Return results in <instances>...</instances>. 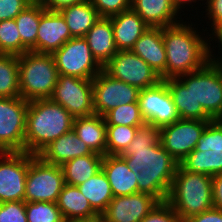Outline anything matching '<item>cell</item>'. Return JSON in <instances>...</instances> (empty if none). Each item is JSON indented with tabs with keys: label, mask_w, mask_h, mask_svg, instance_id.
Masks as SVG:
<instances>
[{
	"label": "cell",
	"mask_w": 222,
	"mask_h": 222,
	"mask_svg": "<svg viewBox=\"0 0 222 222\" xmlns=\"http://www.w3.org/2000/svg\"><path fill=\"white\" fill-rule=\"evenodd\" d=\"M28 222H66L53 202H25Z\"/></svg>",
	"instance_id": "cell-35"
},
{
	"label": "cell",
	"mask_w": 222,
	"mask_h": 222,
	"mask_svg": "<svg viewBox=\"0 0 222 222\" xmlns=\"http://www.w3.org/2000/svg\"><path fill=\"white\" fill-rule=\"evenodd\" d=\"M71 38L69 27L63 16L58 11H49L41 5L36 52L53 54Z\"/></svg>",
	"instance_id": "cell-17"
},
{
	"label": "cell",
	"mask_w": 222,
	"mask_h": 222,
	"mask_svg": "<svg viewBox=\"0 0 222 222\" xmlns=\"http://www.w3.org/2000/svg\"><path fill=\"white\" fill-rule=\"evenodd\" d=\"M139 127L126 125H106V154L121 155L131 141Z\"/></svg>",
	"instance_id": "cell-33"
},
{
	"label": "cell",
	"mask_w": 222,
	"mask_h": 222,
	"mask_svg": "<svg viewBox=\"0 0 222 222\" xmlns=\"http://www.w3.org/2000/svg\"><path fill=\"white\" fill-rule=\"evenodd\" d=\"M168 87L180 119L213 120L192 93V72L163 80Z\"/></svg>",
	"instance_id": "cell-18"
},
{
	"label": "cell",
	"mask_w": 222,
	"mask_h": 222,
	"mask_svg": "<svg viewBox=\"0 0 222 222\" xmlns=\"http://www.w3.org/2000/svg\"><path fill=\"white\" fill-rule=\"evenodd\" d=\"M131 9L149 27L164 28L182 21L170 0H131Z\"/></svg>",
	"instance_id": "cell-24"
},
{
	"label": "cell",
	"mask_w": 222,
	"mask_h": 222,
	"mask_svg": "<svg viewBox=\"0 0 222 222\" xmlns=\"http://www.w3.org/2000/svg\"><path fill=\"white\" fill-rule=\"evenodd\" d=\"M182 222L213 208L212 176L184 170L180 165L166 201Z\"/></svg>",
	"instance_id": "cell-4"
},
{
	"label": "cell",
	"mask_w": 222,
	"mask_h": 222,
	"mask_svg": "<svg viewBox=\"0 0 222 222\" xmlns=\"http://www.w3.org/2000/svg\"><path fill=\"white\" fill-rule=\"evenodd\" d=\"M211 40H213V41L215 40V42L217 41V43H219V44H217L219 47L218 50H221L220 52L222 54V48H221L222 47V30H220L214 37H212ZM212 59L219 62V63H222V55L218 57V54H217V56L215 54H212Z\"/></svg>",
	"instance_id": "cell-47"
},
{
	"label": "cell",
	"mask_w": 222,
	"mask_h": 222,
	"mask_svg": "<svg viewBox=\"0 0 222 222\" xmlns=\"http://www.w3.org/2000/svg\"><path fill=\"white\" fill-rule=\"evenodd\" d=\"M138 103L146 124L162 128L180 119L163 80L154 87L140 90Z\"/></svg>",
	"instance_id": "cell-15"
},
{
	"label": "cell",
	"mask_w": 222,
	"mask_h": 222,
	"mask_svg": "<svg viewBox=\"0 0 222 222\" xmlns=\"http://www.w3.org/2000/svg\"><path fill=\"white\" fill-rule=\"evenodd\" d=\"M64 184L61 166L46 163L38 155L29 153L25 202L56 203Z\"/></svg>",
	"instance_id": "cell-6"
},
{
	"label": "cell",
	"mask_w": 222,
	"mask_h": 222,
	"mask_svg": "<svg viewBox=\"0 0 222 222\" xmlns=\"http://www.w3.org/2000/svg\"><path fill=\"white\" fill-rule=\"evenodd\" d=\"M84 38L87 40L93 57L102 67L118 52L114 41L111 18L100 17Z\"/></svg>",
	"instance_id": "cell-23"
},
{
	"label": "cell",
	"mask_w": 222,
	"mask_h": 222,
	"mask_svg": "<svg viewBox=\"0 0 222 222\" xmlns=\"http://www.w3.org/2000/svg\"><path fill=\"white\" fill-rule=\"evenodd\" d=\"M183 21L162 28L166 51L165 79L200 70L212 59L215 51L211 48L210 37L198 32L195 24Z\"/></svg>",
	"instance_id": "cell-2"
},
{
	"label": "cell",
	"mask_w": 222,
	"mask_h": 222,
	"mask_svg": "<svg viewBox=\"0 0 222 222\" xmlns=\"http://www.w3.org/2000/svg\"><path fill=\"white\" fill-rule=\"evenodd\" d=\"M192 93L213 120H222V63L211 59L192 72Z\"/></svg>",
	"instance_id": "cell-10"
},
{
	"label": "cell",
	"mask_w": 222,
	"mask_h": 222,
	"mask_svg": "<svg viewBox=\"0 0 222 222\" xmlns=\"http://www.w3.org/2000/svg\"><path fill=\"white\" fill-rule=\"evenodd\" d=\"M111 24L114 32V41L118 51L131 50L135 42L149 28L141 17L132 9L114 15Z\"/></svg>",
	"instance_id": "cell-22"
},
{
	"label": "cell",
	"mask_w": 222,
	"mask_h": 222,
	"mask_svg": "<svg viewBox=\"0 0 222 222\" xmlns=\"http://www.w3.org/2000/svg\"><path fill=\"white\" fill-rule=\"evenodd\" d=\"M18 63L20 97L28 102L50 99L59 77L53 55L27 51Z\"/></svg>",
	"instance_id": "cell-5"
},
{
	"label": "cell",
	"mask_w": 222,
	"mask_h": 222,
	"mask_svg": "<svg viewBox=\"0 0 222 222\" xmlns=\"http://www.w3.org/2000/svg\"><path fill=\"white\" fill-rule=\"evenodd\" d=\"M67 222H103L101 217H97L91 220H73V221H67Z\"/></svg>",
	"instance_id": "cell-48"
},
{
	"label": "cell",
	"mask_w": 222,
	"mask_h": 222,
	"mask_svg": "<svg viewBox=\"0 0 222 222\" xmlns=\"http://www.w3.org/2000/svg\"><path fill=\"white\" fill-rule=\"evenodd\" d=\"M78 188L100 216L114 197L108 178L102 169L78 185Z\"/></svg>",
	"instance_id": "cell-29"
},
{
	"label": "cell",
	"mask_w": 222,
	"mask_h": 222,
	"mask_svg": "<svg viewBox=\"0 0 222 222\" xmlns=\"http://www.w3.org/2000/svg\"><path fill=\"white\" fill-rule=\"evenodd\" d=\"M103 158L104 156L93 152L65 162L61 166L64 173V182L73 186L85 182L102 169Z\"/></svg>",
	"instance_id": "cell-28"
},
{
	"label": "cell",
	"mask_w": 222,
	"mask_h": 222,
	"mask_svg": "<svg viewBox=\"0 0 222 222\" xmlns=\"http://www.w3.org/2000/svg\"><path fill=\"white\" fill-rule=\"evenodd\" d=\"M195 150H222V120H213L207 124Z\"/></svg>",
	"instance_id": "cell-37"
},
{
	"label": "cell",
	"mask_w": 222,
	"mask_h": 222,
	"mask_svg": "<svg viewBox=\"0 0 222 222\" xmlns=\"http://www.w3.org/2000/svg\"><path fill=\"white\" fill-rule=\"evenodd\" d=\"M58 12L67 23L72 38L84 37L101 17L90 0L64 7Z\"/></svg>",
	"instance_id": "cell-27"
},
{
	"label": "cell",
	"mask_w": 222,
	"mask_h": 222,
	"mask_svg": "<svg viewBox=\"0 0 222 222\" xmlns=\"http://www.w3.org/2000/svg\"><path fill=\"white\" fill-rule=\"evenodd\" d=\"M103 69L113 78L139 90L154 87L162 81L161 76L131 50L118 51Z\"/></svg>",
	"instance_id": "cell-11"
},
{
	"label": "cell",
	"mask_w": 222,
	"mask_h": 222,
	"mask_svg": "<svg viewBox=\"0 0 222 222\" xmlns=\"http://www.w3.org/2000/svg\"><path fill=\"white\" fill-rule=\"evenodd\" d=\"M179 165L188 172L215 176L222 173V150H193Z\"/></svg>",
	"instance_id": "cell-31"
},
{
	"label": "cell",
	"mask_w": 222,
	"mask_h": 222,
	"mask_svg": "<svg viewBox=\"0 0 222 222\" xmlns=\"http://www.w3.org/2000/svg\"><path fill=\"white\" fill-rule=\"evenodd\" d=\"M0 97H20L17 55L0 54Z\"/></svg>",
	"instance_id": "cell-32"
},
{
	"label": "cell",
	"mask_w": 222,
	"mask_h": 222,
	"mask_svg": "<svg viewBox=\"0 0 222 222\" xmlns=\"http://www.w3.org/2000/svg\"><path fill=\"white\" fill-rule=\"evenodd\" d=\"M139 92L137 87L113 78L102 69L93 78L94 112L103 117L120 105L138 102Z\"/></svg>",
	"instance_id": "cell-12"
},
{
	"label": "cell",
	"mask_w": 222,
	"mask_h": 222,
	"mask_svg": "<svg viewBox=\"0 0 222 222\" xmlns=\"http://www.w3.org/2000/svg\"><path fill=\"white\" fill-rule=\"evenodd\" d=\"M92 153L87 144L71 130L51 142L38 156L46 163L62 166L69 160Z\"/></svg>",
	"instance_id": "cell-20"
},
{
	"label": "cell",
	"mask_w": 222,
	"mask_h": 222,
	"mask_svg": "<svg viewBox=\"0 0 222 222\" xmlns=\"http://www.w3.org/2000/svg\"><path fill=\"white\" fill-rule=\"evenodd\" d=\"M102 170L108 178L114 197L138 193L135 173L121 155H104Z\"/></svg>",
	"instance_id": "cell-21"
},
{
	"label": "cell",
	"mask_w": 222,
	"mask_h": 222,
	"mask_svg": "<svg viewBox=\"0 0 222 222\" xmlns=\"http://www.w3.org/2000/svg\"><path fill=\"white\" fill-rule=\"evenodd\" d=\"M52 55L59 75L93 79L103 69L84 37L69 39Z\"/></svg>",
	"instance_id": "cell-8"
},
{
	"label": "cell",
	"mask_w": 222,
	"mask_h": 222,
	"mask_svg": "<svg viewBox=\"0 0 222 222\" xmlns=\"http://www.w3.org/2000/svg\"><path fill=\"white\" fill-rule=\"evenodd\" d=\"M198 1H200V0H198ZM197 0H172V5H173V7L177 10V12L180 14V15H182L181 13L182 12H184L183 10L185 9V5L187 4V6H192V8H194L193 6L194 5H192L191 3L193 2V3H196V2H198ZM183 10H182V9ZM182 11V12H181Z\"/></svg>",
	"instance_id": "cell-46"
},
{
	"label": "cell",
	"mask_w": 222,
	"mask_h": 222,
	"mask_svg": "<svg viewBox=\"0 0 222 222\" xmlns=\"http://www.w3.org/2000/svg\"><path fill=\"white\" fill-rule=\"evenodd\" d=\"M160 201L147 193L113 197L101 214L103 222H141Z\"/></svg>",
	"instance_id": "cell-16"
},
{
	"label": "cell",
	"mask_w": 222,
	"mask_h": 222,
	"mask_svg": "<svg viewBox=\"0 0 222 222\" xmlns=\"http://www.w3.org/2000/svg\"><path fill=\"white\" fill-rule=\"evenodd\" d=\"M83 1L85 0H48L43 6L49 11H59L64 7Z\"/></svg>",
	"instance_id": "cell-45"
},
{
	"label": "cell",
	"mask_w": 222,
	"mask_h": 222,
	"mask_svg": "<svg viewBox=\"0 0 222 222\" xmlns=\"http://www.w3.org/2000/svg\"><path fill=\"white\" fill-rule=\"evenodd\" d=\"M41 18V4H30L16 17L15 22L21 36V55L36 52L37 30Z\"/></svg>",
	"instance_id": "cell-30"
},
{
	"label": "cell",
	"mask_w": 222,
	"mask_h": 222,
	"mask_svg": "<svg viewBox=\"0 0 222 222\" xmlns=\"http://www.w3.org/2000/svg\"><path fill=\"white\" fill-rule=\"evenodd\" d=\"M50 99L62 105L74 118L95 114L93 79L59 75Z\"/></svg>",
	"instance_id": "cell-9"
},
{
	"label": "cell",
	"mask_w": 222,
	"mask_h": 222,
	"mask_svg": "<svg viewBox=\"0 0 222 222\" xmlns=\"http://www.w3.org/2000/svg\"><path fill=\"white\" fill-rule=\"evenodd\" d=\"M213 120L178 119L160 128V141L168 153L178 162L195 149L201 134Z\"/></svg>",
	"instance_id": "cell-13"
},
{
	"label": "cell",
	"mask_w": 222,
	"mask_h": 222,
	"mask_svg": "<svg viewBox=\"0 0 222 222\" xmlns=\"http://www.w3.org/2000/svg\"><path fill=\"white\" fill-rule=\"evenodd\" d=\"M74 117L51 99L29 101L26 115L25 152L38 155L51 142L73 128Z\"/></svg>",
	"instance_id": "cell-3"
},
{
	"label": "cell",
	"mask_w": 222,
	"mask_h": 222,
	"mask_svg": "<svg viewBox=\"0 0 222 222\" xmlns=\"http://www.w3.org/2000/svg\"><path fill=\"white\" fill-rule=\"evenodd\" d=\"M72 130L83 140L90 150L106 155V123L104 117L93 114L74 118Z\"/></svg>",
	"instance_id": "cell-26"
},
{
	"label": "cell",
	"mask_w": 222,
	"mask_h": 222,
	"mask_svg": "<svg viewBox=\"0 0 222 222\" xmlns=\"http://www.w3.org/2000/svg\"><path fill=\"white\" fill-rule=\"evenodd\" d=\"M0 54L21 55V36L15 19L0 21Z\"/></svg>",
	"instance_id": "cell-36"
},
{
	"label": "cell",
	"mask_w": 222,
	"mask_h": 222,
	"mask_svg": "<svg viewBox=\"0 0 222 222\" xmlns=\"http://www.w3.org/2000/svg\"><path fill=\"white\" fill-rule=\"evenodd\" d=\"M106 125L144 126L139 103L123 104L107 112L104 116Z\"/></svg>",
	"instance_id": "cell-34"
},
{
	"label": "cell",
	"mask_w": 222,
	"mask_h": 222,
	"mask_svg": "<svg viewBox=\"0 0 222 222\" xmlns=\"http://www.w3.org/2000/svg\"><path fill=\"white\" fill-rule=\"evenodd\" d=\"M28 166L29 153L0 152V203L25 202Z\"/></svg>",
	"instance_id": "cell-14"
},
{
	"label": "cell",
	"mask_w": 222,
	"mask_h": 222,
	"mask_svg": "<svg viewBox=\"0 0 222 222\" xmlns=\"http://www.w3.org/2000/svg\"><path fill=\"white\" fill-rule=\"evenodd\" d=\"M28 5V0H0V21L15 19Z\"/></svg>",
	"instance_id": "cell-42"
},
{
	"label": "cell",
	"mask_w": 222,
	"mask_h": 222,
	"mask_svg": "<svg viewBox=\"0 0 222 222\" xmlns=\"http://www.w3.org/2000/svg\"><path fill=\"white\" fill-rule=\"evenodd\" d=\"M141 222H182L167 202H160Z\"/></svg>",
	"instance_id": "cell-41"
},
{
	"label": "cell",
	"mask_w": 222,
	"mask_h": 222,
	"mask_svg": "<svg viewBox=\"0 0 222 222\" xmlns=\"http://www.w3.org/2000/svg\"><path fill=\"white\" fill-rule=\"evenodd\" d=\"M0 222H28L24 201L0 203Z\"/></svg>",
	"instance_id": "cell-38"
},
{
	"label": "cell",
	"mask_w": 222,
	"mask_h": 222,
	"mask_svg": "<svg viewBox=\"0 0 222 222\" xmlns=\"http://www.w3.org/2000/svg\"><path fill=\"white\" fill-rule=\"evenodd\" d=\"M101 17L110 18L131 9V0H90Z\"/></svg>",
	"instance_id": "cell-39"
},
{
	"label": "cell",
	"mask_w": 222,
	"mask_h": 222,
	"mask_svg": "<svg viewBox=\"0 0 222 222\" xmlns=\"http://www.w3.org/2000/svg\"><path fill=\"white\" fill-rule=\"evenodd\" d=\"M30 4H41L44 5L48 0H28Z\"/></svg>",
	"instance_id": "cell-49"
},
{
	"label": "cell",
	"mask_w": 222,
	"mask_h": 222,
	"mask_svg": "<svg viewBox=\"0 0 222 222\" xmlns=\"http://www.w3.org/2000/svg\"><path fill=\"white\" fill-rule=\"evenodd\" d=\"M137 179L138 192L166 202L179 162L161 144L160 128L145 124L121 154Z\"/></svg>",
	"instance_id": "cell-1"
},
{
	"label": "cell",
	"mask_w": 222,
	"mask_h": 222,
	"mask_svg": "<svg viewBox=\"0 0 222 222\" xmlns=\"http://www.w3.org/2000/svg\"><path fill=\"white\" fill-rule=\"evenodd\" d=\"M65 221L91 220L100 215L81 194L78 186L64 184L56 202Z\"/></svg>",
	"instance_id": "cell-25"
},
{
	"label": "cell",
	"mask_w": 222,
	"mask_h": 222,
	"mask_svg": "<svg viewBox=\"0 0 222 222\" xmlns=\"http://www.w3.org/2000/svg\"><path fill=\"white\" fill-rule=\"evenodd\" d=\"M184 222H222V211L216 208L189 217Z\"/></svg>",
	"instance_id": "cell-43"
},
{
	"label": "cell",
	"mask_w": 222,
	"mask_h": 222,
	"mask_svg": "<svg viewBox=\"0 0 222 222\" xmlns=\"http://www.w3.org/2000/svg\"><path fill=\"white\" fill-rule=\"evenodd\" d=\"M213 207L222 211V173L212 177Z\"/></svg>",
	"instance_id": "cell-44"
},
{
	"label": "cell",
	"mask_w": 222,
	"mask_h": 222,
	"mask_svg": "<svg viewBox=\"0 0 222 222\" xmlns=\"http://www.w3.org/2000/svg\"><path fill=\"white\" fill-rule=\"evenodd\" d=\"M165 80L166 51L162 28L149 27L131 49Z\"/></svg>",
	"instance_id": "cell-19"
},
{
	"label": "cell",
	"mask_w": 222,
	"mask_h": 222,
	"mask_svg": "<svg viewBox=\"0 0 222 222\" xmlns=\"http://www.w3.org/2000/svg\"><path fill=\"white\" fill-rule=\"evenodd\" d=\"M207 6L205 11L208 17V20H210L209 23H211V29H209L212 34H208L207 36H210L212 39V36L214 37L220 30H222V0H206L205 3Z\"/></svg>",
	"instance_id": "cell-40"
},
{
	"label": "cell",
	"mask_w": 222,
	"mask_h": 222,
	"mask_svg": "<svg viewBox=\"0 0 222 222\" xmlns=\"http://www.w3.org/2000/svg\"><path fill=\"white\" fill-rule=\"evenodd\" d=\"M28 104L22 97H0V152H25Z\"/></svg>",
	"instance_id": "cell-7"
}]
</instances>
